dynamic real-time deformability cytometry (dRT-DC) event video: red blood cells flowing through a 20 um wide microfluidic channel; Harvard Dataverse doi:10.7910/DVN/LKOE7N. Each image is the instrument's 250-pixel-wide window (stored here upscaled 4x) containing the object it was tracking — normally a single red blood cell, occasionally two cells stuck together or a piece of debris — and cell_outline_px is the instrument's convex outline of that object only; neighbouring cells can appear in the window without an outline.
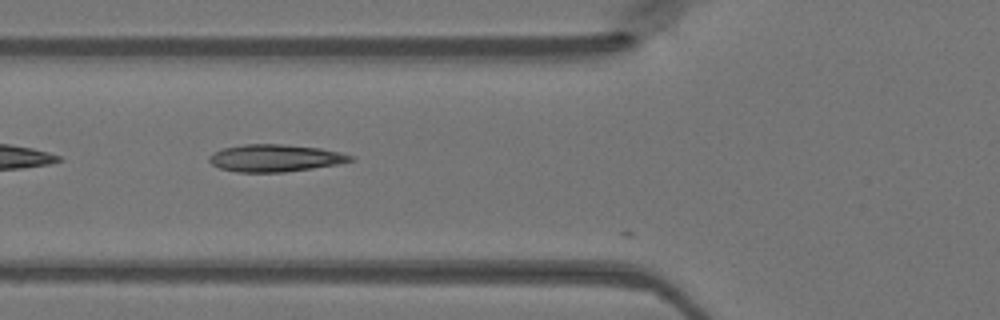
{"species": "Egyptian fruit bat (a non-hibernating species)", "species_latin": "Rousettus aegyptiacus", "temperature_condition": "warm", "stored_images_in_passage": 31, "camera_frame_rate_fps": 3000, "um_per_image_px": 0.085, "animal": {"sex": "female"}, "frame": {"image": 1, "passage_image": 2, "time_ms": 0.333, "image_size_px": [1000, 320], "cell_outline_px": [[356, 160], [336, 164], [312, 168], [284, 172], [236, 172], [220, 168], [212, 164], [208, 160], [208, 156], [212, 152], [224, 148], [244, 144], [280, 144], [320, 148], [340, 152], [356, 156]], "centroid_in_image_um": [23.39, 13.43], "position_along_channel_um": 102.4, "area_um2": 22.48}}
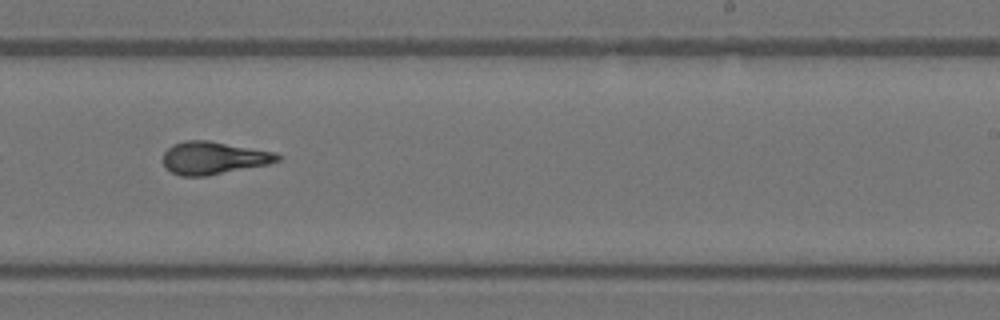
{"frame": {"image": 2, "passage_image": 14, "time_ms": 4.333, "image_size_px": [1000, 320], "cell_outline_px": [[280, 160], [268, 164], [208, 176], [180, 176], [172, 172], [164, 164], [164, 152], [172, 144], [184, 140], [208, 140], [276, 152], [280, 156]], "centroid_in_image_um": [18.16, 13.42], "position_along_channel_um": 270.8, "area_um2": 21.79}}